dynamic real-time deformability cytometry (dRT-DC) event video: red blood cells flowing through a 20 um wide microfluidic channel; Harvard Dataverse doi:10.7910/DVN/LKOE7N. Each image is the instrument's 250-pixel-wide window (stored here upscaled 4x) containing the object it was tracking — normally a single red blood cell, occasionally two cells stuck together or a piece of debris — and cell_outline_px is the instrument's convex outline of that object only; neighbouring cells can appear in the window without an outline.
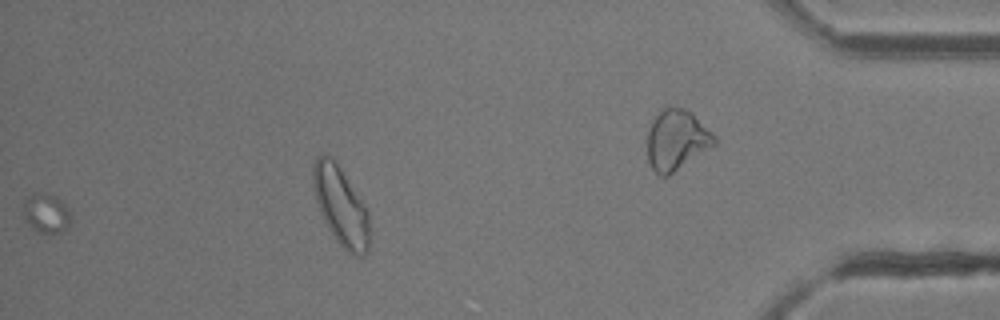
{"species": "common noctule bat (a hibernating species)", "species_latin": "Nyctalus noctula", "temperature_condition": "room temperature", "stored_images_in_passage": 27, "segment_of_instrument_passage": [2, 2], "camera_frame_rate_fps": 3000, "um_per_image_px": 0.085, "animal": {"sex": "female"}, "frame": {"image": 1, "passage_image": 26, "time_ms": 8.333, "image_size_px": [1000, 320], "cell_outline_px": [[72, 220], [68, 228], [60, 232], [40, 232], [32, 228], [24, 216], [24, 200], [32, 192], [36, 192], [56, 196], [64, 204]], "centroid_in_image_um": [3.93, 18.11], "position_along_channel_um": 431.3, "area_um2": 10.69}}